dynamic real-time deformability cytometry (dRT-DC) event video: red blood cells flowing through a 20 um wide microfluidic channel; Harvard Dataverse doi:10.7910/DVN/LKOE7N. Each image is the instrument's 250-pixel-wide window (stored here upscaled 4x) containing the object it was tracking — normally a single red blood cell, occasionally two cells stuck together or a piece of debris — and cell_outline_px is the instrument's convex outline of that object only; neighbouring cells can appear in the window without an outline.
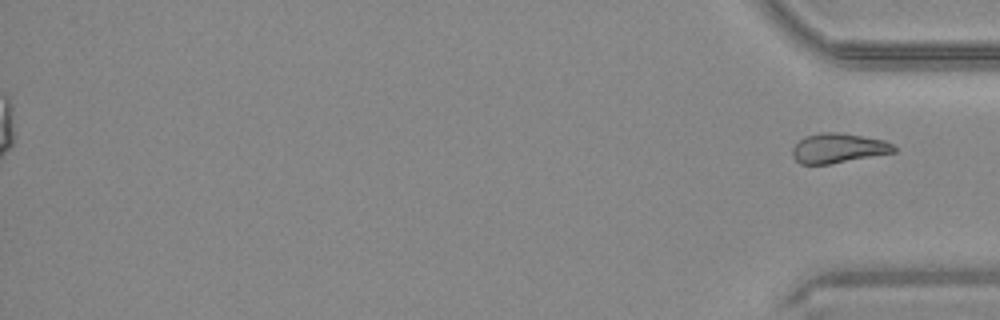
{"species": "common noctule bat (a hibernating species)", "species_latin": "Nyctalus noctula", "temperature_condition": "warm", "stored_images_in_passage": 50, "segment_of_instrument_passage": [2, 2], "camera_frame_rate_fps": 3000, "um_per_image_px": 0.085, "animal": {"sex": "male", "body_mass_g": 20.4}, "frame": {"image": 1, "passage_image": 50, "time_ms": 16.333, "image_size_px": [1000, 320], "cell_outline_px": [[896, 152], [828, 164], [800, 164], [792, 156], [792, 148], [804, 136], [820, 132], [836, 132], [884, 140], [892, 144], [896, 148]], "centroid_in_image_um": [71.23, 12.59], "position_along_channel_um": 364.0, "area_um2": 17.4}}